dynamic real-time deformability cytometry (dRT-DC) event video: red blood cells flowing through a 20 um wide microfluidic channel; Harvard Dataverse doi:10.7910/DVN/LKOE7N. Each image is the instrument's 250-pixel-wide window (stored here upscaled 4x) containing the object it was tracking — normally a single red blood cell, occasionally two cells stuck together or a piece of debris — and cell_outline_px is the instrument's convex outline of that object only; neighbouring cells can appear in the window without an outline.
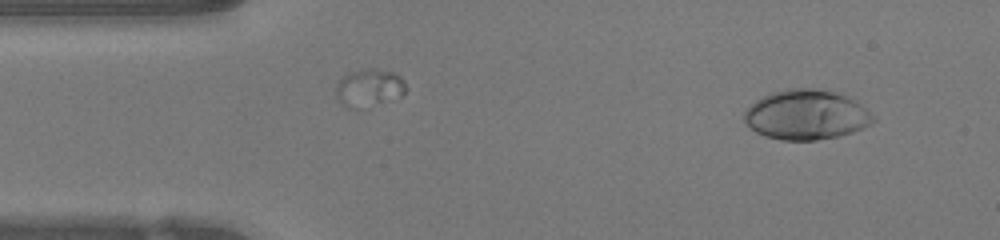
{"species": "human", "species_latin": "Homo sapiens", "temperature_condition": "warm", "stored_images_in_passage": 46, "camera_frame_rate_fps": 3000, "um_per_image_px": 0.085, "donor": {"sex": "female"}, "frame": {"image": 1, "passage_image": 3, "time_ms": 0.667, "image_size_px": [1000, 240], "cell_outline_px": [[876, 120], [872, 124], [864, 128], [840, 136], [816, 140], [780, 140], [764, 136], [756, 132], [744, 120], [744, 112], [756, 100], [772, 92], [788, 88], [820, 88], [840, 92], [852, 96], [868, 108], [876, 116]], "centroid_in_image_um": [68.63, 9.74], "position_along_channel_um": 16.4, "area_um2": 38.21}}
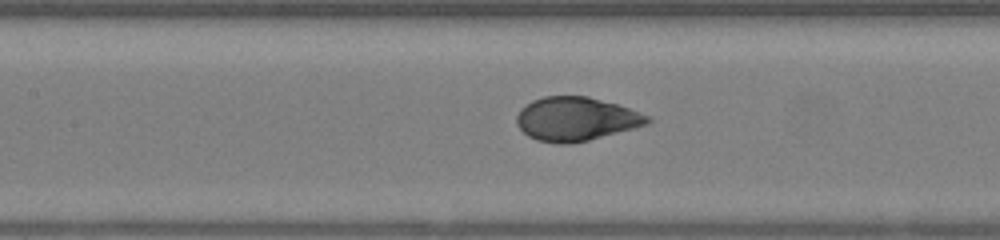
{"frame": {"image": 2, "passage_image": 19, "time_ms": 6.0, "image_size_px": [1000, 240], "cell_outline_px": [[652, 120], [648, 124], [588, 140], [568, 144], [556, 144], [536, 140], [528, 136], [516, 124], [516, 116], [520, 108], [532, 100], [544, 96], [588, 96], [616, 104], [652, 116]], "centroid_in_image_um": [48.94, 10.11], "position_along_channel_um": 158.5, "area_um2": 33.41}}
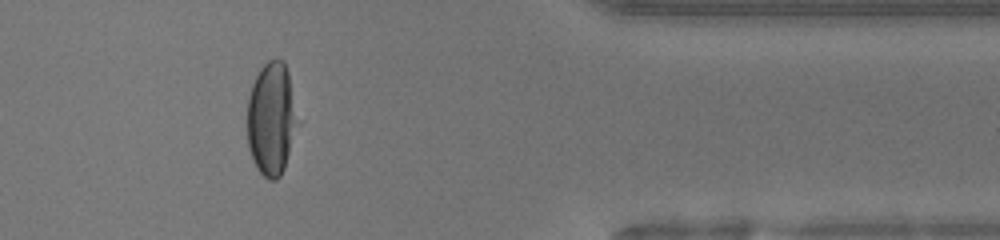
{"frame": {"image": 3, "passage_image": 37, "time_ms": 12.0, "image_size_px": [1000, 240], "cell_outline_px": [[300, 124], [284, 168], [280, 176], [276, 180], [268, 180], [256, 168], [252, 160], [248, 148], [248, 96], [252, 84], [260, 68], [268, 60], [276, 56], [284, 60], [288, 72], [300, 120]], "centroid_in_image_um": [23.11, 10.08], "position_along_channel_um": 388.3, "area_um2": 34.04}, "authors_computed_cell_mechanics": {"area_um2": 34.3621, "velocity_mm_per_s": 4.2693, "shape_relaxation_time_tau1_ms": 4.0873, "shape_relaxation_time_tau2_ms": null, "deformation_change_tau1": 0.2456, "deformation_change_tau2": null}}